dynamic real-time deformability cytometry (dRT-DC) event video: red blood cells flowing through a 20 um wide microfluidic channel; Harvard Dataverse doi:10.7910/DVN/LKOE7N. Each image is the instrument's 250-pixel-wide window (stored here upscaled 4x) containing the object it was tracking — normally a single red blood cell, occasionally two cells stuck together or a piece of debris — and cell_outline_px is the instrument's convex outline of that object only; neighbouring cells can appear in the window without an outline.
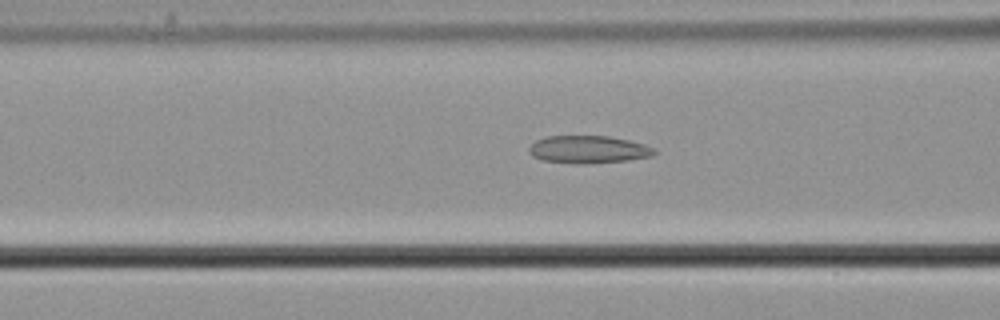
{"species": "common noctule bat (a hibernating species)", "species_latin": "Nyctalus noctula", "temperature_condition": "cold", "stored_images_in_passage": 56, "camera_frame_rate_fps": 3000, "um_per_image_px": 0.085, "animal": {"sex": "male", "body_mass_g": 21.5, "forearm_length_mm": 52.0}, "frame": {"image": 1, "passage_image": 23, "time_ms": 7.333, "image_size_px": [1000, 320], "cell_outline_px": [[656, 152], [652, 156], [628, 160], [580, 164], [544, 160], [532, 156], [528, 152], [528, 148], [536, 140], [548, 136], [608, 136], [628, 140], [644, 144], [656, 148]], "centroid_in_image_um": [50.02, 12.7], "position_along_channel_um": 116.6, "area_um2": 20.06}}
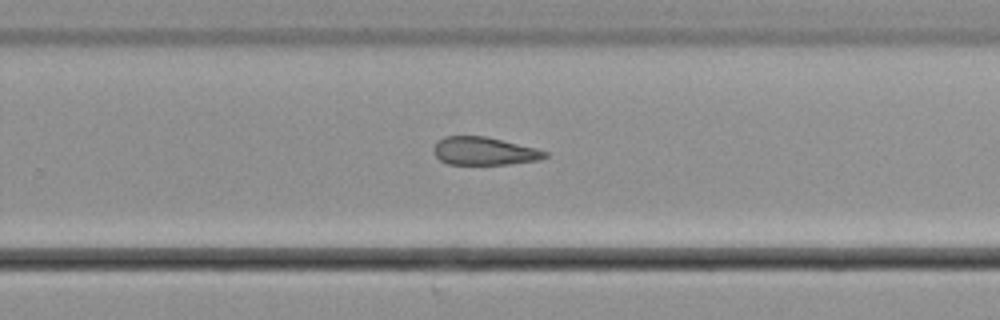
{"frame": {"image": 2, "passage_image": 37, "time_ms": 12.0, "image_size_px": [1000, 320], "cell_outline_px": [[548, 156], [540, 160], [508, 164], [448, 164], [440, 160], [436, 156], [432, 148], [444, 136], [484, 136], [536, 148], [548, 152]], "centroid_in_image_um": [41.16, 12.85], "position_along_channel_um": 288.6, "area_um2": 18.03}}
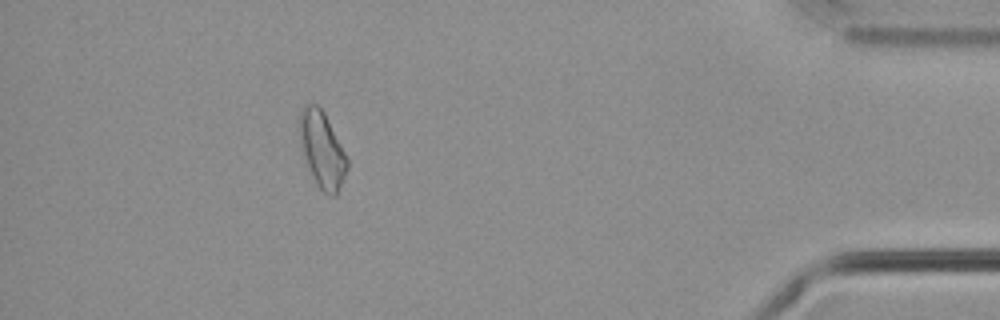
{"frame": {"image": 3, "passage_image": 51, "time_ms": 16.667, "image_size_px": [1000, 320], "cell_outline_px": [[348, 168], [336, 196], [328, 196], [320, 188], [308, 164], [304, 152], [300, 136], [300, 112], [304, 104], [316, 104], [324, 112], [348, 160]], "centroid_in_image_um": [27.41, 12.71], "position_along_channel_um": 407.8, "area_um2": 20.23}}